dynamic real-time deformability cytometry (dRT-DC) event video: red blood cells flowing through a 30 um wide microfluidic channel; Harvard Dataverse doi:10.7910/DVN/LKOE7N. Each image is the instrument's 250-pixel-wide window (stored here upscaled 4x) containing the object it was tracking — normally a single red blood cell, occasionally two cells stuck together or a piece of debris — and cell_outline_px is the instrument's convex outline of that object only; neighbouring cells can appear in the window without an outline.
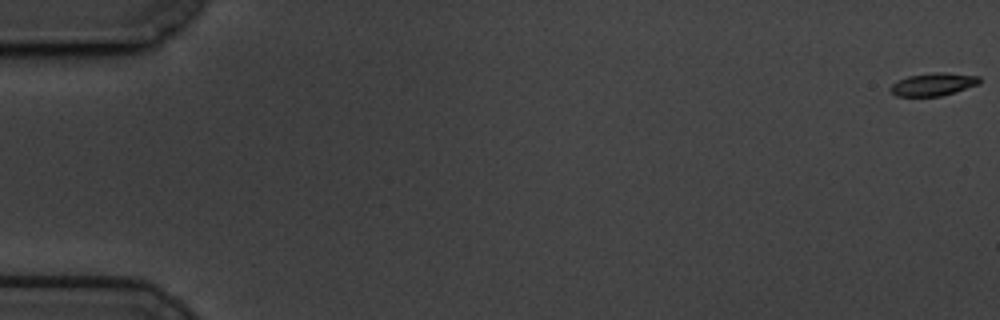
{"species": "common noctule bat (a hibernating species)", "species_latin": "Nyctalus noctula", "temperature_condition": "cold", "stored_images_in_passage": 61, "camera_frame_rate_fps": 3000, "um_per_image_px": 0.085, "animal": {"sex": "male", "body_mass_g": 19.5, "forearm_length_mm": 54.6}, "frame": {"image": 1, "passage_image": 1, "time_ms": 0.0, "image_size_px": [1000, 320], "cell_outline_px": [[980, 84], [940, 96], [896, 96], [888, 88], [892, 84], [908, 76], [932, 72], [944, 72], [980, 76]], "centroid_in_image_um": [79.34, 7.16], "position_along_channel_um": 5.7, "area_um2": 11.79}}
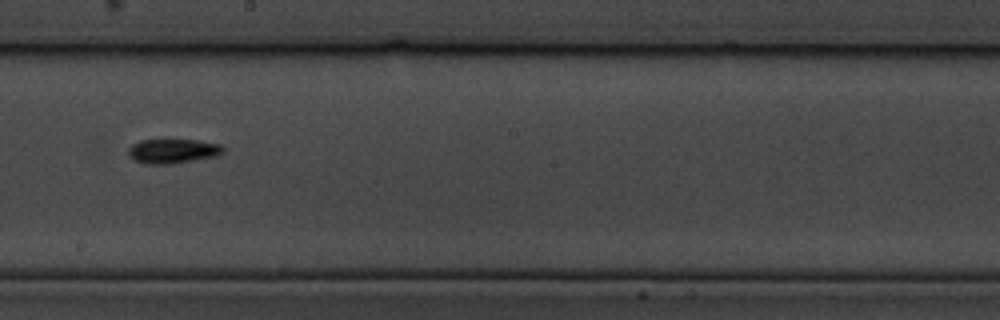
{"frame": {"image": 2, "passage_image": 35, "time_ms": 11.333, "image_size_px": [1000, 320], "cell_outline_px": [[224, 152], [216, 156], [172, 164], [144, 164], [128, 156], [128, 148], [132, 144], [140, 140], [196, 140], [220, 144], [224, 148]], "centroid_in_image_um": [14.67, 12.84], "position_along_channel_um": 233.5, "area_um2": 13.53}}
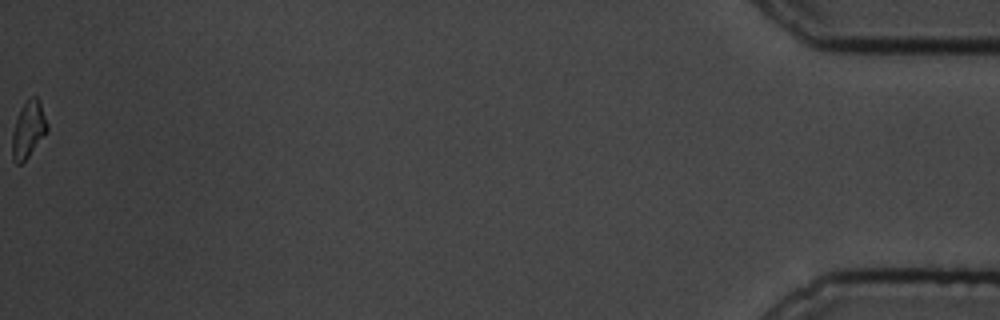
{"frame": {"image": 3, "passage_image": 61, "time_ms": 20.0, "image_size_px": [1000, 320], "cell_outline_px": [[48, 128], [28, 156], [20, 164], [16, 164], [12, 160], [12, 132], [20, 108], [32, 96], [36, 96], [40, 100], [48, 124]], "centroid_in_image_um": [2.39, 10.99], "position_along_channel_um": 432.8, "area_um2": 11.33}, "authors_computed_cell_mechanics": {"area_um2": 12.427, "velocity_mm_per_s": 3.4037, "shape_relaxation_time_tau1_ms": 3.4924, "shape_relaxation_time_tau2_ms": null, "deformation_change_tau1": 0.1772, "deformation_change_tau2": null}}